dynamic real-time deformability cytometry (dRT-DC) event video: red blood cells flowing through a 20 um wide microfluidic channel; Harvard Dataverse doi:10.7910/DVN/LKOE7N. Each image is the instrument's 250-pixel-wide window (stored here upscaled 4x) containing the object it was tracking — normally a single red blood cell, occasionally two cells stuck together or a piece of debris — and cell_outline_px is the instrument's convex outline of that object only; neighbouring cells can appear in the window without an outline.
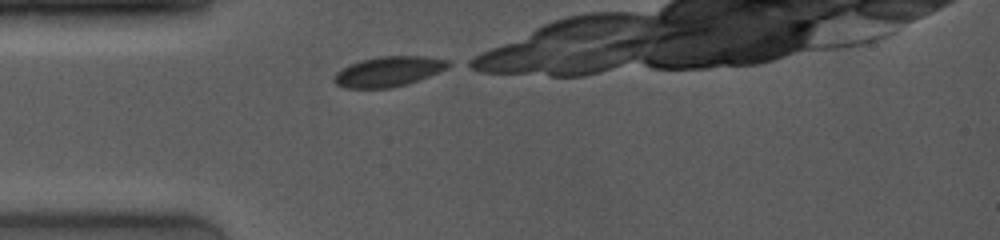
{"species": "common noctule bat (a hibernating species)", "species_latin": "Nyctalus noctula", "temperature_condition": "room temperature", "stored_images_in_passage": 4, "camera_frame_rate_fps": 4000, "um_per_image_px": 0.085, "animal": {"sex": "female", "body_mass_g": 19.0, "forearm_length_mm": 53.3}, "frame": {"image": 1, "passage_image": 1, "time_ms": 0.0, "image_size_px": [1000, 240], "cell_outline_px": [[456, 64], [448, 68], [408, 84], [392, 88], [344, 88], [336, 84], [332, 80], [332, 76], [336, 72], [360, 60], [380, 56], [424, 56], [448, 60]], "centroid_in_image_um": [33.05, 6.08], "position_along_channel_um": 52.0, "area_um2": 20.17}}
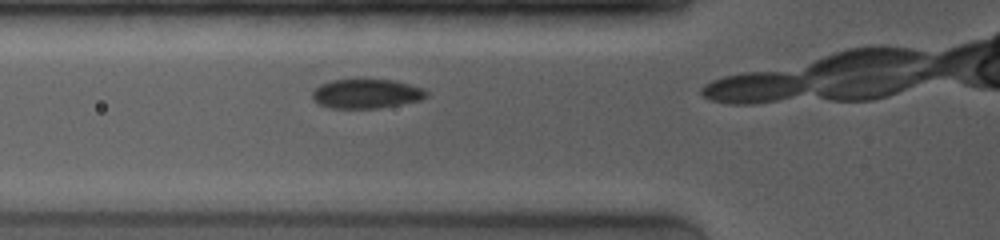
{"frame": {"image": 2, "passage_image": 3, "time_ms": 1.25, "image_size_px": [1000, 240], "cell_outline_px": [[428, 96], [420, 100], [380, 108], [328, 108], [316, 104], [312, 100], [312, 92], [320, 84], [332, 80], [392, 80], [424, 88], [428, 92]], "centroid_in_image_um": [31.11, 7.98], "position_along_channel_um": 94.7, "area_um2": 19.54}}